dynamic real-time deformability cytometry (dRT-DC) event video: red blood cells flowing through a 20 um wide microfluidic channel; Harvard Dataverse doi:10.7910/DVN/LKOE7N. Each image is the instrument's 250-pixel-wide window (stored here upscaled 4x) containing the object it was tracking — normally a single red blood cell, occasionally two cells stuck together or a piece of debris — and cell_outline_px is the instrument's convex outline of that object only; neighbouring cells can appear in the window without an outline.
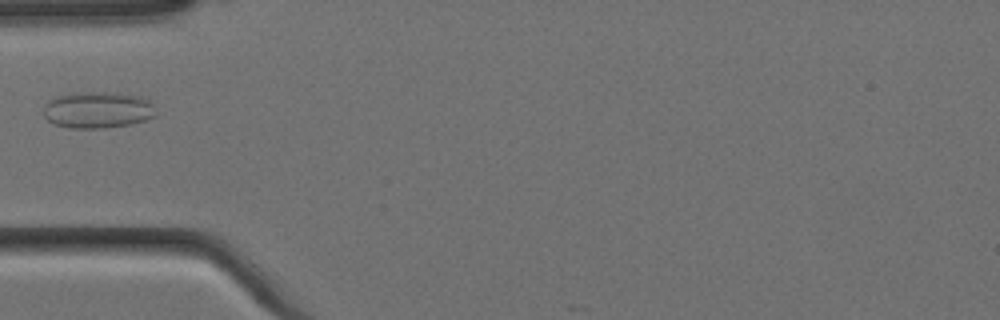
{"species": "Egyptian fruit bat (a non-hibernating species)", "species_latin": "Rousettus aegyptiacus", "temperature_condition": "cold", "stored_images_in_passage": 6, "camera_frame_rate_fps": 3000, "um_per_image_px": 0.085, "animal": {"sex": "female"}, "frame": {"image": 1, "passage_image": 5, "time_ms": 1.333, "image_size_px": [1000, 320], "cell_outline_px": [[156, 112], [152, 116], [144, 120], [128, 124], [104, 128], [68, 128], [56, 124], [48, 120], [44, 116], [44, 104], [48, 100], [56, 96], [88, 92], [104, 92], [140, 96], [148, 100], [152, 104]], "centroid_in_image_um": [8.27, 9.35], "position_along_channel_um": 76.7, "area_um2": 23.58}}